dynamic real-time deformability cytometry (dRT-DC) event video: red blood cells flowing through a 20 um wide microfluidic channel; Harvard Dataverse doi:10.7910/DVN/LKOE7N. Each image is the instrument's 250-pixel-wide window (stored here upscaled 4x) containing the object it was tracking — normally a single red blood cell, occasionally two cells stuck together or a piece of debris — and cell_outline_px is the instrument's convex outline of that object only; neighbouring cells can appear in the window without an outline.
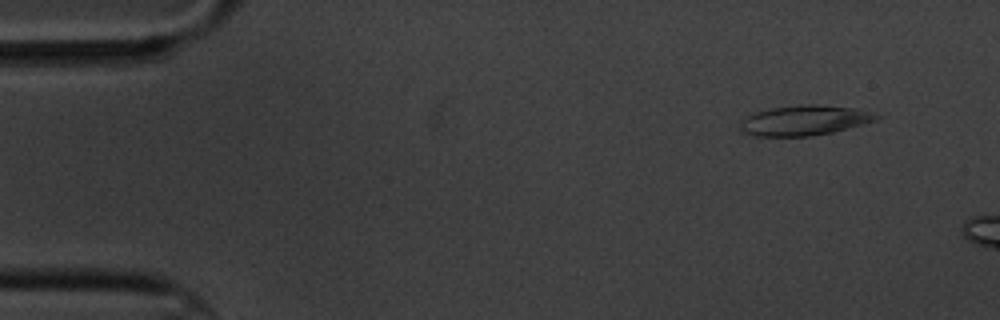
{"species": "common noctule bat (a hibernating species)", "species_latin": "Nyctalus noctula", "temperature_condition": "cold", "stored_images_in_passage": 3, "camera_frame_rate_fps": 3000, "um_per_image_px": 0.085, "animal": {"sex": "male", "body_mass_g": 20.1, "forearm_length_mm": 53.5}, "frame": {"image": 1, "passage_image": 1, "time_ms": 0.0, "image_size_px": [1000, 320], "cell_outline_px": [[880, 116], [876, 120], [864, 124], [832, 132], [808, 136], [756, 136], [740, 132], [740, 124], [744, 116], [756, 112], [772, 108], [800, 104], [816, 104], [856, 108]], "centroid_in_image_um": [68.32, 10.23], "position_along_channel_um": 16.7, "area_um2": 23.81}}